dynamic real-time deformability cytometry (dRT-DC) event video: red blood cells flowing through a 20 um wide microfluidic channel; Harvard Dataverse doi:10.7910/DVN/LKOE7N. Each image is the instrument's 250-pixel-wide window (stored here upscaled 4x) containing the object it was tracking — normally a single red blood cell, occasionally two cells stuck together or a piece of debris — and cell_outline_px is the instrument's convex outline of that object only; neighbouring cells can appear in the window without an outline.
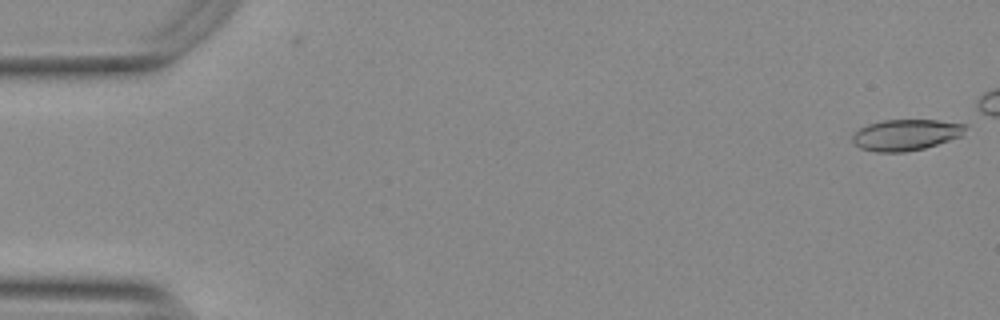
{"species": "Egyptian fruit bat (a non-hibernating species)", "species_latin": "Rousettus aegyptiacus", "temperature_condition": "warm", "stored_images_in_passage": 2, "camera_frame_rate_fps": 3000, "um_per_image_px": 0.085, "animal": {"sex": "female"}, "frame": {"image": 1, "passage_image": 2, "time_ms": 0.333, "image_size_px": [1000, 320], "cell_outline_px": [[968, 128], [964, 136], [924, 148], [904, 152], [876, 152], [860, 148], [852, 140], [852, 136], [860, 128], [868, 124], [884, 120], [936, 120], [968, 124]], "centroid_in_image_um": [77.07, 11.46], "position_along_channel_um": 7.9, "area_um2": 20.63}}